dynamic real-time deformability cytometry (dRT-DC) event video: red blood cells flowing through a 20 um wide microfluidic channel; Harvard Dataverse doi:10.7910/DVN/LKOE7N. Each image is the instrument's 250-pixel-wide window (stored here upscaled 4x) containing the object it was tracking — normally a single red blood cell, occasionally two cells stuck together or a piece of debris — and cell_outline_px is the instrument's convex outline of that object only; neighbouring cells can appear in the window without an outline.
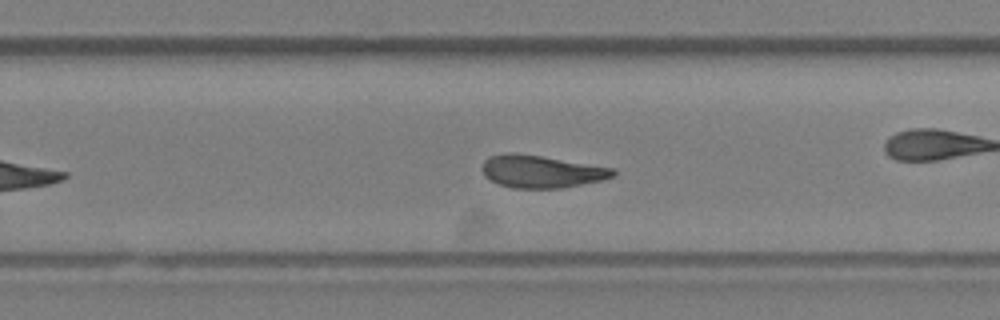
{"species": "Egyptian fruit bat (a non-hibernating species)", "species_latin": "Rousettus aegyptiacus", "temperature_condition": "room temperature", "stored_images_in_passage": 38, "camera_frame_rate_fps": 3000, "um_per_image_px": 0.085, "animal": {"sex": "female"}, "frame": {"image": 1, "passage_image": 22, "time_ms": 7.0, "image_size_px": [1000, 320], "cell_outline_px": [[616, 176], [600, 180], [564, 188], [512, 188], [500, 184], [484, 176], [480, 168], [484, 160], [488, 156], [504, 152], [512, 152], [540, 156], [616, 168]], "centroid_in_image_um": [45.99, 14.57], "position_along_channel_um": 283.8, "area_um2": 24.97}, "authors_computed_cell_mechanics": {"area_um2": 24.565, "velocity_mm_per_s": 3.995, "shape_relaxation_time_tau1_ms": null, "shape_relaxation_time_tau2_ms": 5.9801, "deformation_change_tau1": null, "deformation_change_tau2": 0.1606}}